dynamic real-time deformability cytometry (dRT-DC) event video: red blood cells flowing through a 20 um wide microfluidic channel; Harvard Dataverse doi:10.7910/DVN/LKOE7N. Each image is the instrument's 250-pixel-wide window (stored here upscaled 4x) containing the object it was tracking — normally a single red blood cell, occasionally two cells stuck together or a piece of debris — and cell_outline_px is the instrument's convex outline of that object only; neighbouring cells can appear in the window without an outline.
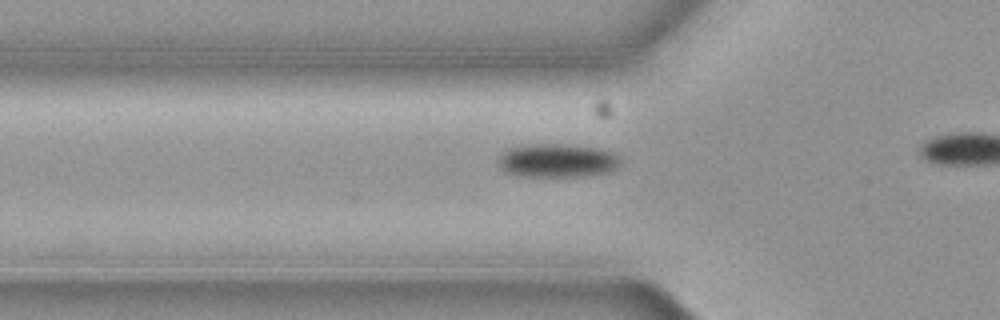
{"species": "common noctule bat (a hibernating species)", "species_latin": "Nyctalus noctula", "temperature_condition": "cold", "stored_images_in_passage": 12, "camera_frame_rate_fps": 3000, "um_per_image_px": 0.085, "animal": {"sex": "female", "body_mass_g": 19.3, "forearm_length_mm": 54.1}, "frame": {"image": 1, "passage_image": 6, "time_ms": 1.667, "image_size_px": [1000, 320], "cell_outline_px": [[624, 160], [616, 168], [608, 172], [580, 176], [516, 176], [504, 172], [500, 168], [500, 156], [504, 148], [524, 144], [564, 144], [600, 148], [612, 152], [620, 156]], "centroid_in_image_um": [47.36, 13.63], "position_along_channel_um": 78.4, "area_um2": 24.33}}
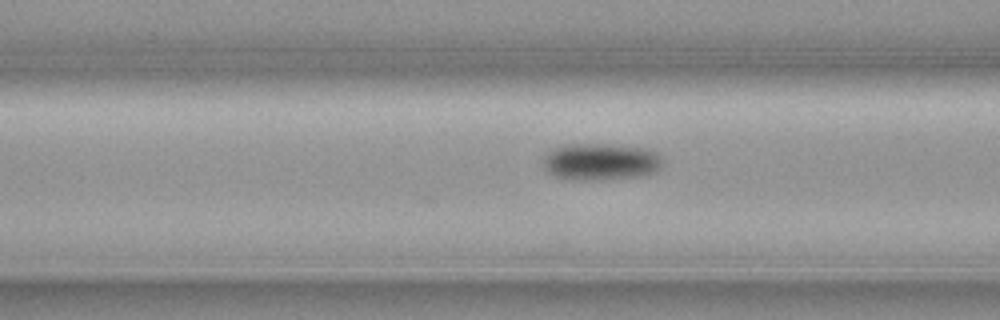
{"frame": {"image": 2, "passage_image": 9, "time_ms": 2.667, "image_size_px": [1000, 320], "cell_outline_px": [[660, 168], [656, 172], [644, 176], [600, 180], [572, 180], [556, 176], [548, 172], [544, 168], [544, 156], [552, 148], [564, 144], [604, 144], [648, 148], [656, 152], [660, 156]], "centroid_in_image_um": [51.05, 13.75], "position_along_channel_um": 115.5, "area_um2": 25.95}}